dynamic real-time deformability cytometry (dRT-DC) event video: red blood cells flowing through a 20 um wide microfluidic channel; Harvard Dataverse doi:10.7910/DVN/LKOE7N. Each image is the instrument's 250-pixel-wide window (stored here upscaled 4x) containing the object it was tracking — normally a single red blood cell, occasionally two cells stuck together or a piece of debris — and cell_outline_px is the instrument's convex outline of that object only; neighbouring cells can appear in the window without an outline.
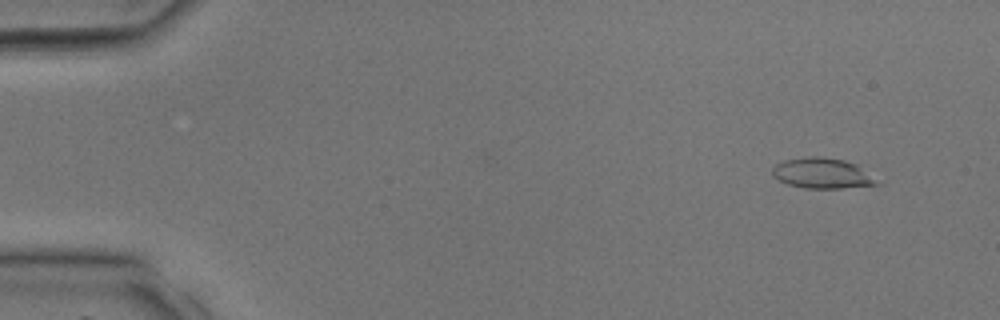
{"species": "common noctule bat (a hibernating species)", "species_latin": "Nyctalus noctula", "temperature_condition": "room temperature", "stored_images_in_passage": 7, "camera_frame_rate_fps": 3000, "um_per_image_px": 0.085, "animal": {"sex": "male", "body_mass_g": 17.9, "forearm_length_mm": 54.2}, "frame": {"image": 1, "passage_image": 2, "time_ms": 0.333, "image_size_px": [1000, 320], "cell_outline_px": [[880, 184], [840, 188], [804, 188], [788, 184], [772, 176], [772, 168], [776, 164], [784, 160], [808, 156], [820, 156], [844, 160], [856, 164]], "centroid_in_image_um": [69.82, 14.72], "position_along_channel_um": 15.2, "area_um2": 18.26}}